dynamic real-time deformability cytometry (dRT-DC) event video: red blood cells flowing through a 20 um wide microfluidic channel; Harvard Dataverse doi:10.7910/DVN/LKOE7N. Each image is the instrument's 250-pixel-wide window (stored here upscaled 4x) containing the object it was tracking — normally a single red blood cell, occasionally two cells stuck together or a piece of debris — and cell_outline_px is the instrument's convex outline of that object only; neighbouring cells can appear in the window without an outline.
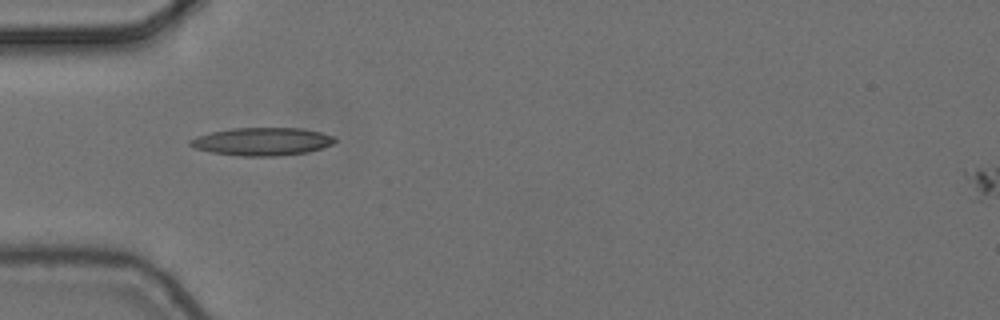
{"species": "common noctule bat (a hibernating species)", "species_latin": "Nyctalus noctula", "temperature_condition": "cold", "stored_images_in_passage": 4, "camera_frame_rate_fps": 3000, "um_per_image_px": 0.085, "animal": {"sex": "female", "body_mass_g": 24.6, "forearm_length_mm": 56.2}, "frame": {"image": 1, "passage_image": 1, "time_ms": 0.0, "image_size_px": [1000, 320], "cell_outline_px": [[336, 140], [332, 144], [308, 152], [276, 156], [240, 156], [212, 152], [196, 148], [188, 144], [188, 140], [196, 136], [212, 132], [232, 128], [304, 128], [336, 136]], "centroid_in_image_um": [22.29, 12.02], "position_along_channel_um": 62.7, "area_um2": 23.52}}
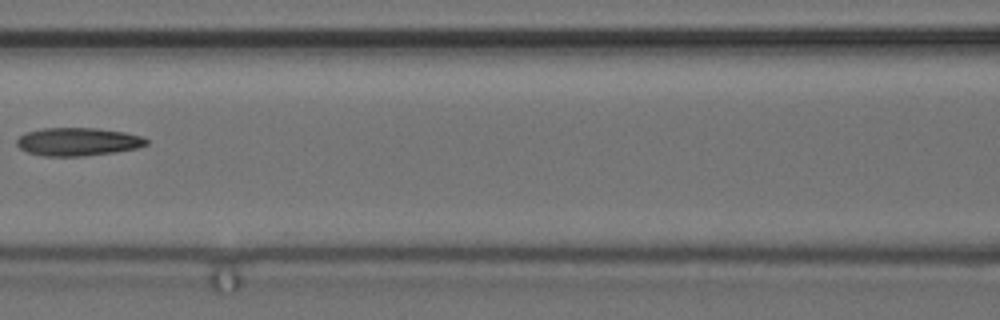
{"frame": {"image": 2, "passage_image": 3, "time_ms": 0.667, "image_size_px": [1000, 320], "cell_outline_px": [[148, 144], [136, 148], [116, 152], [84, 156], [40, 156], [28, 152], [20, 148], [16, 144], [16, 140], [20, 136], [28, 132], [44, 128], [96, 128], [124, 132], [140, 136], [148, 140]], "centroid_in_image_um": [6.61, 12.05], "position_along_channel_um": 160.0, "area_um2": 21.15}}
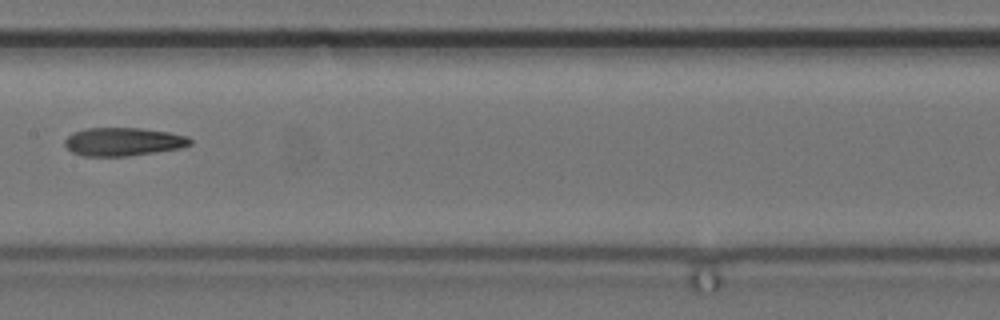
{"frame": {"image": 3, "passage_image": 4, "time_ms": 1.0, "image_size_px": [1000, 320], "cell_outline_px": [[192, 144], [180, 148], [128, 156], [84, 156], [72, 152], [64, 144], [64, 140], [72, 132], [84, 128], [140, 128], [168, 132], [188, 136], [192, 140]], "centroid_in_image_um": [10.46, 12.04], "position_along_channel_um": 196.9, "area_um2": 20.69}}